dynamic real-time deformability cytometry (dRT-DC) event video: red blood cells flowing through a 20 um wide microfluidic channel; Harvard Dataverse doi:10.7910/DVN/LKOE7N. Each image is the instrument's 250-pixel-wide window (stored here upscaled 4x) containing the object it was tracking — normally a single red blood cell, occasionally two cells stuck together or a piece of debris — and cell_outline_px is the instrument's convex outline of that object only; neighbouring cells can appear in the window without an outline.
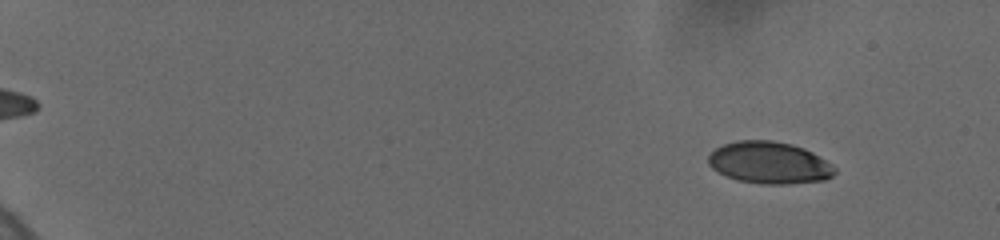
{"species": "human", "species_latin": "Homo sapiens", "temperature_condition": "cold", "stored_images_in_passage": 25, "camera_frame_rate_fps": 3000, "um_per_image_px": 0.085, "donor": {"sex": "female"}, "frame": {"image": 1, "passage_image": 3, "time_ms": 1.333, "image_size_px": [1000, 240], "cell_outline_px": [[836, 172], [832, 176], [824, 180], [788, 184], [760, 184], [736, 180], [712, 168], [708, 164], [708, 156], [716, 148], [724, 144], [736, 140], [772, 140], [792, 144], [804, 148], [812, 152], [832, 164], [836, 168]], "centroid_in_image_um": [65.4, 13.83], "position_along_channel_um": 19.6, "area_um2": 30.98}}
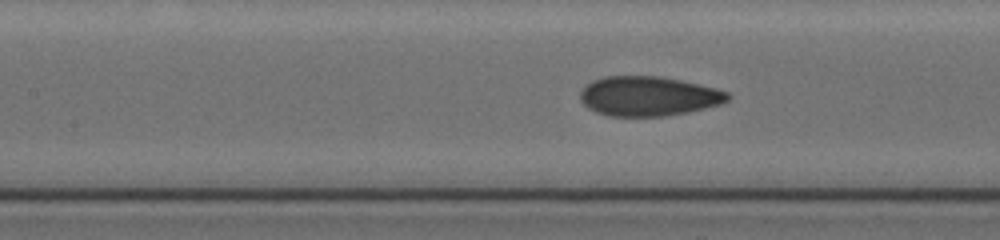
{"frame": {"image": 2, "passage_image": 16, "time_ms": 9.333, "image_size_px": [1000, 240], "cell_outline_px": [[732, 96], [724, 104], [688, 112], [664, 116], [608, 116], [596, 112], [588, 108], [580, 100], [580, 92], [592, 80], [604, 76], [660, 76], [680, 80], [716, 88], [728, 92]], "centroid_in_image_um": [55.14, 8.18], "position_along_channel_um": 152.3, "area_um2": 34.22}}
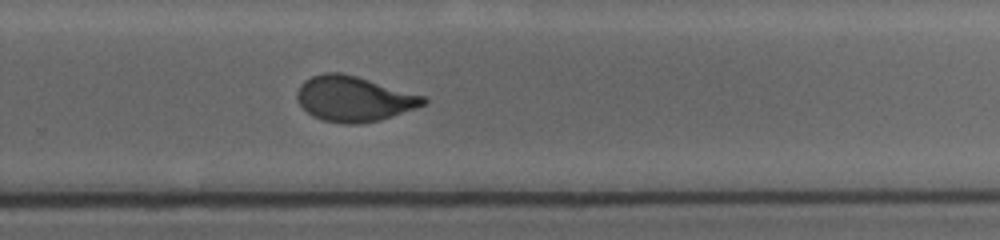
{"frame": {"image": 3, "passage_image": 25, "time_ms": 13.333, "image_size_px": [1000, 240], "cell_outline_px": [[428, 100], [424, 104], [416, 108], [380, 120], [360, 124], [344, 124], [324, 120], [312, 116], [296, 100], [296, 92], [300, 84], [304, 80], [312, 76], [324, 72], [340, 72], [356, 76], [424, 96]], "centroid_in_image_um": [30.04, 8.4], "position_along_channel_um": 299.8, "area_um2": 33.23}}